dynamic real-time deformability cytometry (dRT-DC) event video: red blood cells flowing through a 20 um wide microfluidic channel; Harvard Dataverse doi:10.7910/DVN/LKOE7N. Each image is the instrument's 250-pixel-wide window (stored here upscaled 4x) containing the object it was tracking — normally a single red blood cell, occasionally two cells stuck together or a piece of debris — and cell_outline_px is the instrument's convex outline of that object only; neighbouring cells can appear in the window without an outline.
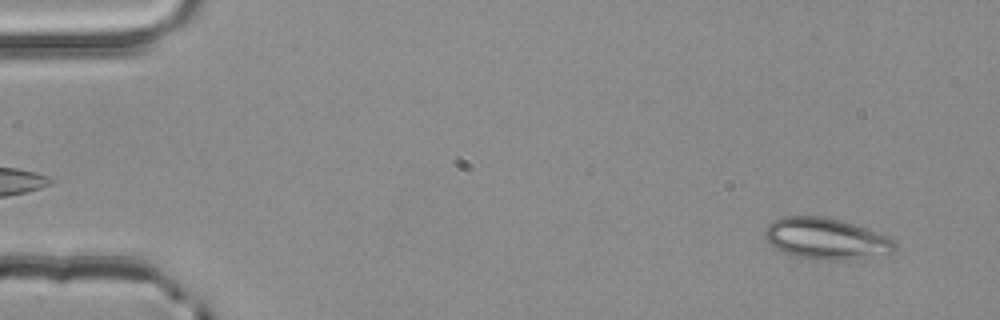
{"species": "common noctule bat (a hibernating species)", "species_latin": "Nyctalus noctula", "temperature_condition": "room temperature", "stored_images_in_passage": 2, "camera_frame_rate_fps": 3000, "um_per_image_px": 0.085, "animal": {"sex": "male", "body_mass_g": 20.4}, "frame": {"image": 1, "passage_image": 2, "time_ms": 0.333, "image_size_px": [1000, 320], "cell_outline_px": [[896, 248], [892, 252], [856, 260], [812, 260], [792, 256], [776, 248], [764, 236], [764, 228], [772, 220], [780, 216], [824, 216], [840, 220], [888, 236], [896, 244]], "centroid_in_image_um": [70.18, 20.3], "position_along_channel_um": 14.8, "area_um2": 31.5}}